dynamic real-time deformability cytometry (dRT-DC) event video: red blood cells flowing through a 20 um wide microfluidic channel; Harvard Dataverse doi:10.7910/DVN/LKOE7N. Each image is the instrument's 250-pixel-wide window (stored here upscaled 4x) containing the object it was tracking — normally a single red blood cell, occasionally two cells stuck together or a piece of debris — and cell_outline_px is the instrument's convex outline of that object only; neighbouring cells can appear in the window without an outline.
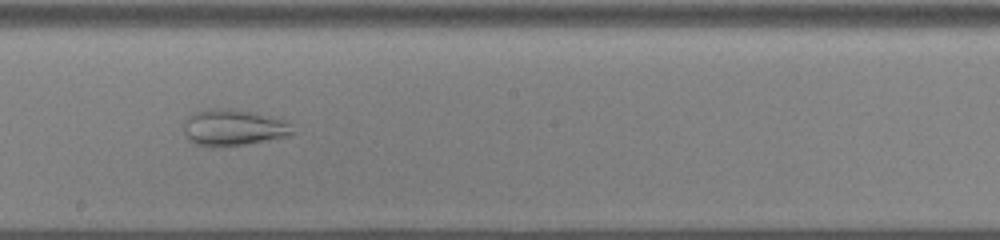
{"species": "common noctule bat (a hibernating species)", "species_latin": "Nyctalus noctula", "temperature_condition": "cold", "stored_images_in_passage": 43, "camera_frame_rate_fps": 3000, "um_per_image_px": 0.085, "animal": {"sex": "male", "body_mass_g": 13.0, "forearm_length_mm": 53.1}, "frame": {"image": 1, "passage_image": 19, "time_ms": 6.0, "image_size_px": [1000, 240], "cell_outline_px": [[296, 132], [292, 136], [244, 144], [212, 148], [196, 144], [188, 140], [184, 132], [184, 120], [188, 116], [204, 108], [232, 108], [256, 112], [288, 120]], "centroid_in_image_um": [19.87, 10.83], "position_along_channel_um": 228.3, "area_um2": 23.81}}